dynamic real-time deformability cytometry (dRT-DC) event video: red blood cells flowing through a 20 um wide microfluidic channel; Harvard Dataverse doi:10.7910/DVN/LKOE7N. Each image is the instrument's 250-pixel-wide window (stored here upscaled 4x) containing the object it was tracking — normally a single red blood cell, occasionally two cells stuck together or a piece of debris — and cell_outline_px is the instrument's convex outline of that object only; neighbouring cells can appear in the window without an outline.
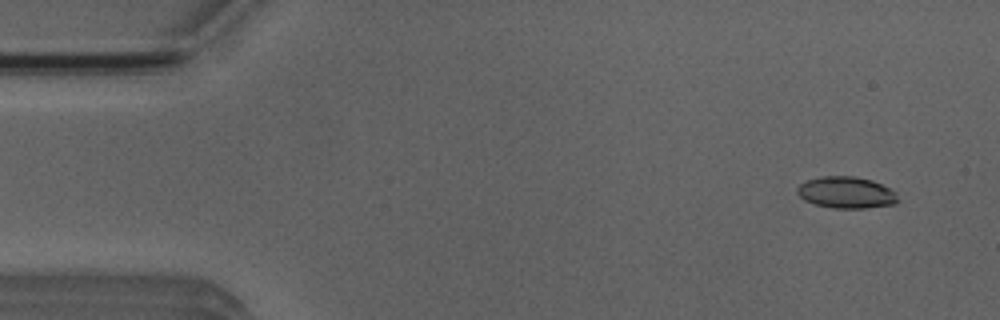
{"species": "Egyptian fruit bat (a non-hibernating species)", "species_latin": "Rousettus aegyptiacus", "temperature_condition": "room temperature", "stored_images_in_passage": 4, "camera_frame_rate_fps": 3000, "um_per_image_px": 0.085, "animal": {"sex": "male"}, "frame": {"image": 1, "passage_image": 1, "time_ms": 0.0, "image_size_px": [1000, 320], "cell_outline_px": [[896, 204], [868, 208], [832, 208], [816, 204], [804, 200], [796, 192], [796, 188], [800, 184], [808, 180], [820, 176], [856, 176], [872, 180], [896, 192]], "centroid_in_image_um": [71.91, 16.36], "position_along_channel_um": 13.1, "area_um2": 18.5}}